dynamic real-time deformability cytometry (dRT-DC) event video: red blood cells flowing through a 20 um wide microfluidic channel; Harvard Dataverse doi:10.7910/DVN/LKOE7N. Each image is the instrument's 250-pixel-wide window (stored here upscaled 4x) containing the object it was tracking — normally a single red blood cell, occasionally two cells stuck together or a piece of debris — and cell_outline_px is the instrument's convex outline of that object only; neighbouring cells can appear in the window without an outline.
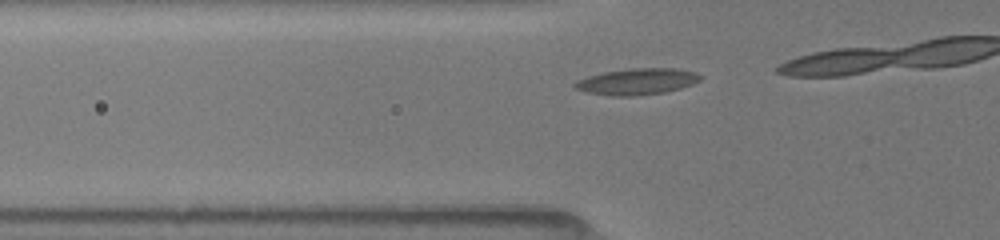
{"species": "common noctule bat (a hibernating species)", "species_latin": "Nyctalus noctula", "temperature_condition": "room temperature", "stored_images_in_passage": 6, "camera_frame_rate_fps": 3000, "um_per_image_px": 0.085, "animal": {"sex": "female", "body_mass_g": 19.5, "forearm_length_mm": 54.1}, "frame": {"image": 1, "passage_image": 2, "time_ms": 0.333, "image_size_px": [1000, 240], "cell_outline_px": [[704, 76], [700, 80], [692, 84], [680, 88], [664, 92], [632, 96], [612, 96], [584, 92], [576, 88], [572, 84], [576, 80], [588, 76], [604, 72], [632, 68], [676, 68], [696, 72]], "centroid_in_image_um": [54.15, 6.93], "position_along_channel_um": 71.7, "area_um2": 19.31}}